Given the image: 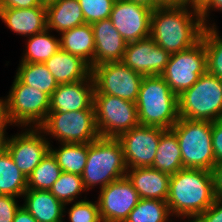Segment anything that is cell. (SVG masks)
<instances>
[{
	"mask_svg": "<svg viewBox=\"0 0 222 222\" xmlns=\"http://www.w3.org/2000/svg\"><path fill=\"white\" fill-rule=\"evenodd\" d=\"M197 5L152 10L150 37L170 54L193 47L204 30Z\"/></svg>",
	"mask_w": 222,
	"mask_h": 222,
	"instance_id": "obj_1",
	"label": "cell"
},
{
	"mask_svg": "<svg viewBox=\"0 0 222 222\" xmlns=\"http://www.w3.org/2000/svg\"><path fill=\"white\" fill-rule=\"evenodd\" d=\"M215 200L211 171L183 168L171 175L166 202L174 220L193 221Z\"/></svg>",
	"mask_w": 222,
	"mask_h": 222,
	"instance_id": "obj_2",
	"label": "cell"
},
{
	"mask_svg": "<svg viewBox=\"0 0 222 222\" xmlns=\"http://www.w3.org/2000/svg\"><path fill=\"white\" fill-rule=\"evenodd\" d=\"M140 125L171 129L178 121V96L161 76H143L136 101Z\"/></svg>",
	"mask_w": 222,
	"mask_h": 222,
	"instance_id": "obj_3",
	"label": "cell"
},
{
	"mask_svg": "<svg viewBox=\"0 0 222 222\" xmlns=\"http://www.w3.org/2000/svg\"><path fill=\"white\" fill-rule=\"evenodd\" d=\"M126 173L123 148L117 138L99 137L89 143L86 166L81 175L87 193L95 187L101 190L109 183L125 177Z\"/></svg>",
	"mask_w": 222,
	"mask_h": 222,
	"instance_id": "obj_4",
	"label": "cell"
},
{
	"mask_svg": "<svg viewBox=\"0 0 222 222\" xmlns=\"http://www.w3.org/2000/svg\"><path fill=\"white\" fill-rule=\"evenodd\" d=\"M180 118L214 122L222 119V80L205 72L178 95Z\"/></svg>",
	"mask_w": 222,
	"mask_h": 222,
	"instance_id": "obj_5",
	"label": "cell"
},
{
	"mask_svg": "<svg viewBox=\"0 0 222 222\" xmlns=\"http://www.w3.org/2000/svg\"><path fill=\"white\" fill-rule=\"evenodd\" d=\"M212 125L210 121L178 119L171 130L178 137L183 168H214L215 157L212 147Z\"/></svg>",
	"mask_w": 222,
	"mask_h": 222,
	"instance_id": "obj_6",
	"label": "cell"
},
{
	"mask_svg": "<svg viewBox=\"0 0 222 222\" xmlns=\"http://www.w3.org/2000/svg\"><path fill=\"white\" fill-rule=\"evenodd\" d=\"M7 94L6 118L11 127H39L46 120L50 109V97L46 93L14 76Z\"/></svg>",
	"mask_w": 222,
	"mask_h": 222,
	"instance_id": "obj_7",
	"label": "cell"
},
{
	"mask_svg": "<svg viewBox=\"0 0 222 222\" xmlns=\"http://www.w3.org/2000/svg\"><path fill=\"white\" fill-rule=\"evenodd\" d=\"M39 128L50 144L53 138L56 143H91L100 137L93 104L86 110L48 113Z\"/></svg>",
	"mask_w": 222,
	"mask_h": 222,
	"instance_id": "obj_8",
	"label": "cell"
},
{
	"mask_svg": "<svg viewBox=\"0 0 222 222\" xmlns=\"http://www.w3.org/2000/svg\"><path fill=\"white\" fill-rule=\"evenodd\" d=\"M96 127L100 137L118 138L139 125L136 103L117 96L93 94Z\"/></svg>",
	"mask_w": 222,
	"mask_h": 222,
	"instance_id": "obj_9",
	"label": "cell"
},
{
	"mask_svg": "<svg viewBox=\"0 0 222 222\" xmlns=\"http://www.w3.org/2000/svg\"><path fill=\"white\" fill-rule=\"evenodd\" d=\"M94 94H106L136 103L143 76L122 61L108 62L91 68Z\"/></svg>",
	"mask_w": 222,
	"mask_h": 222,
	"instance_id": "obj_10",
	"label": "cell"
},
{
	"mask_svg": "<svg viewBox=\"0 0 222 222\" xmlns=\"http://www.w3.org/2000/svg\"><path fill=\"white\" fill-rule=\"evenodd\" d=\"M15 135H5L4 149L13 162L28 178L50 151V143L39 127H19ZM8 135V136H7Z\"/></svg>",
	"mask_w": 222,
	"mask_h": 222,
	"instance_id": "obj_11",
	"label": "cell"
},
{
	"mask_svg": "<svg viewBox=\"0 0 222 222\" xmlns=\"http://www.w3.org/2000/svg\"><path fill=\"white\" fill-rule=\"evenodd\" d=\"M206 71V52L201 39L193 47L171 54L161 77L178 96L195 84Z\"/></svg>",
	"mask_w": 222,
	"mask_h": 222,
	"instance_id": "obj_12",
	"label": "cell"
},
{
	"mask_svg": "<svg viewBox=\"0 0 222 222\" xmlns=\"http://www.w3.org/2000/svg\"><path fill=\"white\" fill-rule=\"evenodd\" d=\"M164 130L162 127L139 124L117 138L123 148L127 169L152 167Z\"/></svg>",
	"mask_w": 222,
	"mask_h": 222,
	"instance_id": "obj_13",
	"label": "cell"
},
{
	"mask_svg": "<svg viewBox=\"0 0 222 222\" xmlns=\"http://www.w3.org/2000/svg\"><path fill=\"white\" fill-rule=\"evenodd\" d=\"M97 203L102 222H125L140 197L127 176L98 191Z\"/></svg>",
	"mask_w": 222,
	"mask_h": 222,
	"instance_id": "obj_14",
	"label": "cell"
},
{
	"mask_svg": "<svg viewBox=\"0 0 222 222\" xmlns=\"http://www.w3.org/2000/svg\"><path fill=\"white\" fill-rule=\"evenodd\" d=\"M152 9L127 0H116L110 19L113 26L127 42L150 37Z\"/></svg>",
	"mask_w": 222,
	"mask_h": 222,
	"instance_id": "obj_15",
	"label": "cell"
},
{
	"mask_svg": "<svg viewBox=\"0 0 222 222\" xmlns=\"http://www.w3.org/2000/svg\"><path fill=\"white\" fill-rule=\"evenodd\" d=\"M171 54L151 37L127 43L122 62L142 76H161Z\"/></svg>",
	"mask_w": 222,
	"mask_h": 222,
	"instance_id": "obj_16",
	"label": "cell"
},
{
	"mask_svg": "<svg viewBox=\"0 0 222 222\" xmlns=\"http://www.w3.org/2000/svg\"><path fill=\"white\" fill-rule=\"evenodd\" d=\"M94 80L92 75L73 83L59 84L50 97L49 113L86 110L93 104Z\"/></svg>",
	"mask_w": 222,
	"mask_h": 222,
	"instance_id": "obj_17",
	"label": "cell"
},
{
	"mask_svg": "<svg viewBox=\"0 0 222 222\" xmlns=\"http://www.w3.org/2000/svg\"><path fill=\"white\" fill-rule=\"evenodd\" d=\"M95 41V53L92 67L122 61L127 42L113 26L110 18L91 24Z\"/></svg>",
	"mask_w": 222,
	"mask_h": 222,
	"instance_id": "obj_18",
	"label": "cell"
},
{
	"mask_svg": "<svg viewBox=\"0 0 222 222\" xmlns=\"http://www.w3.org/2000/svg\"><path fill=\"white\" fill-rule=\"evenodd\" d=\"M0 19L14 34L30 37L47 29L46 6L0 8Z\"/></svg>",
	"mask_w": 222,
	"mask_h": 222,
	"instance_id": "obj_19",
	"label": "cell"
},
{
	"mask_svg": "<svg viewBox=\"0 0 222 222\" xmlns=\"http://www.w3.org/2000/svg\"><path fill=\"white\" fill-rule=\"evenodd\" d=\"M126 176L140 198L167 200L171 175L152 167H134L127 169Z\"/></svg>",
	"mask_w": 222,
	"mask_h": 222,
	"instance_id": "obj_20",
	"label": "cell"
},
{
	"mask_svg": "<svg viewBox=\"0 0 222 222\" xmlns=\"http://www.w3.org/2000/svg\"><path fill=\"white\" fill-rule=\"evenodd\" d=\"M22 200V207L37 222H64L65 204L55 198L50 191L27 190Z\"/></svg>",
	"mask_w": 222,
	"mask_h": 222,
	"instance_id": "obj_21",
	"label": "cell"
},
{
	"mask_svg": "<svg viewBox=\"0 0 222 222\" xmlns=\"http://www.w3.org/2000/svg\"><path fill=\"white\" fill-rule=\"evenodd\" d=\"M44 64L58 85L77 82L91 76V68L84 60L61 48Z\"/></svg>",
	"mask_w": 222,
	"mask_h": 222,
	"instance_id": "obj_22",
	"label": "cell"
},
{
	"mask_svg": "<svg viewBox=\"0 0 222 222\" xmlns=\"http://www.w3.org/2000/svg\"><path fill=\"white\" fill-rule=\"evenodd\" d=\"M47 28L56 36L64 31L86 24L78 0H56L46 6Z\"/></svg>",
	"mask_w": 222,
	"mask_h": 222,
	"instance_id": "obj_23",
	"label": "cell"
},
{
	"mask_svg": "<svg viewBox=\"0 0 222 222\" xmlns=\"http://www.w3.org/2000/svg\"><path fill=\"white\" fill-rule=\"evenodd\" d=\"M60 48L80 57L90 68L94 60L95 41L91 24L74 27L59 34Z\"/></svg>",
	"mask_w": 222,
	"mask_h": 222,
	"instance_id": "obj_24",
	"label": "cell"
},
{
	"mask_svg": "<svg viewBox=\"0 0 222 222\" xmlns=\"http://www.w3.org/2000/svg\"><path fill=\"white\" fill-rule=\"evenodd\" d=\"M48 28L27 38L19 63H45L60 49V37Z\"/></svg>",
	"mask_w": 222,
	"mask_h": 222,
	"instance_id": "obj_25",
	"label": "cell"
},
{
	"mask_svg": "<svg viewBox=\"0 0 222 222\" xmlns=\"http://www.w3.org/2000/svg\"><path fill=\"white\" fill-rule=\"evenodd\" d=\"M152 168L169 175L183 169L178 137L171 129H165L161 133Z\"/></svg>",
	"mask_w": 222,
	"mask_h": 222,
	"instance_id": "obj_26",
	"label": "cell"
},
{
	"mask_svg": "<svg viewBox=\"0 0 222 222\" xmlns=\"http://www.w3.org/2000/svg\"><path fill=\"white\" fill-rule=\"evenodd\" d=\"M50 144V152L55 157L62 172L82 175L86 166L89 143H58Z\"/></svg>",
	"mask_w": 222,
	"mask_h": 222,
	"instance_id": "obj_27",
	"label": "cell"
},
{
	"mask_svg": "<svg viewBox=\"0 0 222 222\" xmlns=\"http://www.w3.org/2000/svg\"><path fill=\"white\" fill-rule=\"evenodd\" d=\"M27 178L13 162L10 154L0 150V195L22 198L27 191Z\"/></svg>",
	"mask_w": 222,
	"mask_h": 222,
	"instance_id": "obj_28",
	"label": "cell"
},
{
	"mask_svg": "<svg viewBox=\"0 0 222 222\" xmlns=\"http://www.w3.org/2000/svg\"><path fill=\"white\" fill-rule=\"evenodd\" d=\"M18 65L15 76L23 84L34 87L51 97L58 83L44 63H19Z\"/></svg>",
	"mask_w": 222,
	"mask_h": 222,
	"instance_id": "obj_29",
	"label": "cell"
},
{
	"mask_svg": "<svg viewBox=\"0 0 222 222\" xmlns=\"http://www.w3.org/2000/svg\"><path fill=\"white\" fill-rule=\"evenodd\" d=\"M163 200L140 198L125 222H175Z\"/></svg>",
	"mask_w": 222,
	"mask_h": 222,
	"instance_id": "obj_30",
	"label": "cell"
},
{
	"mask_svg": "<svg viewBox=\"0 0 222 222\" xmlns=\"http://www.w3.org/2000/svg\"><path fill=\"white\" fill-rule=\"evenodd\" d=\"M62 170L55 157L49 151L41 160L40 164L32 171L27 178V190L49 191L52 185L58 180Z\"/></svg>",
	"mask_w": 222,
	"mask_h": 222,
	"instance_id": "obj_31",
	"label": "cell"
},
{
	"mask_svg": "<svg viewBox=\"0 0 222 222\" xmlns=\"http://www.w3.org/2000/svg\"><path fill=\"white\" fill-rule=\"evenodd\" d=\"M218 26L204 27L201 39L206 52L207 72L222 80V35Z\"/></svg>",
	"mask_w": 222,
	"mask_h": 222,
	"instance_id": "obj_32",
	"label": "cell"
},
{
	"mask_svg": "<svg viewBox=\"0 0 222 222\" xmlns=\"http://www.w3.org/2000/svg\"><path fill=\"white\" fill-rule=\"evenodd\" d=\"M49 191L64 204L84 200L80 198L84 192V195L87 193L82 176L66 172L60 174Z\"/></svg>",
	"mask_w": 222,
	"mask_h": 222,
	"instance_id": "obj_33",
	"label": "cell"
},
{
	"mask_svg": "<svg viewBox=\"0 0 222 222\" xmlns=\"http://www.w3.org/2000/svg\"><path fill=\"white\" fill-rule=\"evenodd\" d=\"M83 198L84 200L65 204L64 216L68 214L69 222H102L97 200L89 201L87 196ZM64 222H66L65 219Z\"/></svg>",
	"mask_w": 222,
	"mask_h": 222,
	"instance_id": "obj_34",
	"label": "cell"
},
{
	"mask_svg": "<svg viewBox=\"0 0 222 222\" xmlns=\"http://www.w3.org/2000/svg\"><path fill=\"white\" fill-rule=\"evenodd\" d=\"M86 24L110 18L116 0H78Z\"/></svg>",
	"mask_w": 222,
	"mask_h": 222,
	"instance_id": "obj_35",
	"label": "cell"
},
{
	"mask_svg": "<svg viewBox=\"0 0 222 222\" xmlns=\"http://www.w3.org/2000/svg\"><path fill=\"white\" fill-rule=\"evenodd\" d=\"M197 6L203 25L205 27L216 26L215 21L210 16H212L213 11L222 13V0H199Z\"/></svg>",
	"mask_w": 222,
	"mask_h": 222,
	"instance_id": "obj_36",
	"label": "cell"
},
{
	"mask_svg": "<svg viewBox=\"0 0 222 222\" xmlns=\"http://www.w3.org/2000/svg\"><path fill=\"white\" fill-rule=\"evenodd\" d=\"M18 197L0 195V222H13L16 212L22 206Z\"/></svg>",
	"mask_w": 222,
	"mask_h": 222,
	"instance_id": "obj_37",
	"label": "cell"
},
{
	"mask_svg": "<svg viewBox=\"0 0 222 222\" xmlns=\"http://www.w3.org/2000/svg\"><path fill=\"white\" fill-rule=\"evenodd\" d=\"M193 222H222V200L216 199L212 205Z\"/></svg>",
	"mask_w": 222,
	"mask_h": 222,
	"instance_id": "obj_38",
	"label": "cell"
},
{
	"mask_svg": "<svg viewBox=\"0 0 222 222\" xmlns=\"http://www.w3.org/2000/svg\"><path fill=\"white\" fill-rule=\"evenodd\" d=\"M212 147L215 163L222 162V119L214 121L212 125Z\"/></svg>",
	"mask_w": 222,
	"mask_h": 222,
	"instance_id": "obj_39",
	"label": "cell"
},
{
	"mask_svg": "<svg viewBox=\"0 0 222 222\" xmlns=\"http://www.w3.org/2000/svg\"><path fill=\"white\" fill-rule=\"evenodd\" d=\"M211 173L213 177L215 198L222 200V162L215 164Z\"/></svg>",
	"mask_w": 222,
	"mask_h": 222,
	"instance_id": "obj_40",
	"label": "cell"
},
{
	"mask_svg": "<svg viewBox=\"0 0 222 222\" xmlns=\"http://www.w3.org/2000/svg\"><path fill=\"white\" fill-rule=\"evenodd\" d=\"M40 5L38 0H0V8H33Z\"/></svg>",
	"mask_w": 222,
	"mask_h": 222,
	"instance_id": "obj_41",
	"label": "cell"
},
{
	"mask_svg": "<svg viewBox=\"0 0 222 222\" xmlns=\"http://www.w3.org/2000/svg\"><path fill=\"white\" fill-rule=\"evenodd\" d=\"M188 5H197L194 0H156L158 7H185Z\"/></svg>",
	"mask_w": 222,
	"mask_h": 222,
	"instance_id": "obj_42",
	"label": "cell"
},
{
	"mask_svg": "<svg viewBox=\"0 0 222 222\" xmlns=\"http://www.w3.org/2000/svg\"><path fill=\"white\" fill-rule=\"evenodd\" d=\"M13 222H37L22 206L16 212Z\"/></svg>",
	"mask_w": 222,
	"mask_h": 222,
	"instance_id": "obj_43",
	"label": "cell"
},
{
	"mask_svg": "<svg viewBox=\"0 0 222 222\" xmlns=\"http://www.w3.org/2000/svg\"><path fill=\"white\" fill-rule=\"evenodd\" d=\"M10 125L6 118L5 96L0 97V128H8Z\"/></svg>",
	"mask_w": 222,
	"mask_h": 222,
	"instance_id": "obj_44",
	"label": "cell"
},
{
	"mask_svg": "<svg viewBox=\"0 0 222 222\" xmlns=\"http://www.w3.org/2000/svg\"><path fill=\"white\" fill-rule=\"evenodd\" d=\"M127 1L143 5L152 10L156 9V0H127Z\"/></svg>",
	"mask_w": 222,
	"mask_h": 222,
	"instance_id": "obj_45",
	"label": "cell"
},
{
	"mask_svg": "<svg viewBox=\"0 0 222 222\" xmlns=\"http://www.w3.org/2000/svg\"><path fill=\"white\" fill-rule=\"evenodd\" d=\"M7 128H0V150L4 147V139L5 135L7 134Z\"/></svg>",
	"mask_w": 222,
	"mask_h": 222,
	"instance_id": "obj_46",
	"label": "cell"
},
{
	"mask_svg": "<svg viewBox=\"0 0 222 222\" xmlns=\"http://www.w3.org/2000/svg\"><path fill=\"white\" fill-rule=\"evenodd\" d=\"M56 0H38V2L40 3V5L43 6H48L52 3H54Z\"/></svg>",
	"mask_w": 222,
	"mask_h": 222,
	"instance_id": "obj_47",
	"label": "cell"
}]
</instances>
